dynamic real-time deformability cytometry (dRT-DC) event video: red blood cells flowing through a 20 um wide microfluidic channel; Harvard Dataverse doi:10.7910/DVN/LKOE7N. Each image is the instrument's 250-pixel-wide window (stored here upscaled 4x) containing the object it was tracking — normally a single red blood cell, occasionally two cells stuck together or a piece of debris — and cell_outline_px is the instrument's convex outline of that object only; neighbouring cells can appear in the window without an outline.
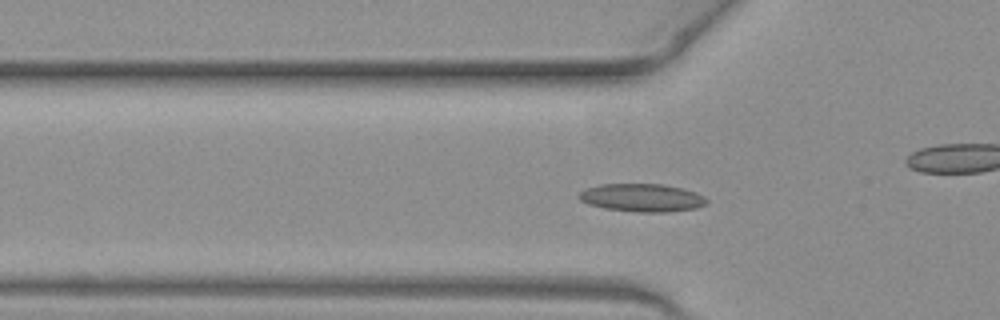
{"species": "common noctule bat (a hibernating species)", "species_latin": "Nyctalus noctula", "temperature_condition": "warm", "stored_images_in_passage": 12, "camera_frame_rate_fps": 3000, "um_per_image_px": 0.085, "animal": {"sex": "female", "body_mass_g": 19.3, "forearm_length_mm": 54.1}, "frame": {"image": 1, "passage_image": 3, "time_ms": 0.667, "image_size_px": [1000, 320], "cell_outline_px": [[708, 204], [696, 208], [668, 212], [636, 212], [604, 208], [588, 204], [580, 200], [576, 196], [580, 192], [588, 188], [600, 184], [664, 184], [696, 192], [704, 196], [708, 200]], "centroid_in_image_um": [54.58, 16.81], "position_along_channel_um": 71.2, "area_um2": 20.92}}